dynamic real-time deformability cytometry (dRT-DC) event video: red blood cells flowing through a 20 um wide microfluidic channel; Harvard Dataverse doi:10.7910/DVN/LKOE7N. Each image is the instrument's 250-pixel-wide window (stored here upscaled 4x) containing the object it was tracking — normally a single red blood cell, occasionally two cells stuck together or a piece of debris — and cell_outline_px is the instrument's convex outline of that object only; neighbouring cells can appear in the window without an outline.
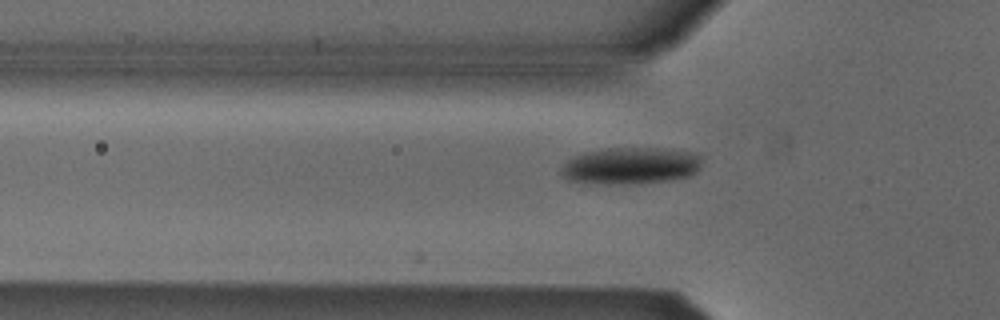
{"species": "Egyptian fruit bat (a non-hibernating species)", "species_latin": "Rousettus aegyptiacus", "temperature_condition": "cold", "stored_images_in_passage": 3, "camera_frame_rate_fps": 3000, "um_per_image_px": 0.085, "animal": {"sex": "male"}, "frame": {"image": 1, "passage_image": 3, "time_ms": 0.667, "image_size_px": [1000, 320], "cell_outline_px": [[700, 168], [696, 172], [688, 176], [672, 180], [636, 184], [604, 184], [568, 180], [560, 172], [560, 168], [568, 160], [584, 152], [608, 148], [656, 148], [688, 152], [700, 156]], "centroid_in_image_um": [53.59, 14.1], "position_along_channel_um": 72.2, "area_um2": 30.06}}